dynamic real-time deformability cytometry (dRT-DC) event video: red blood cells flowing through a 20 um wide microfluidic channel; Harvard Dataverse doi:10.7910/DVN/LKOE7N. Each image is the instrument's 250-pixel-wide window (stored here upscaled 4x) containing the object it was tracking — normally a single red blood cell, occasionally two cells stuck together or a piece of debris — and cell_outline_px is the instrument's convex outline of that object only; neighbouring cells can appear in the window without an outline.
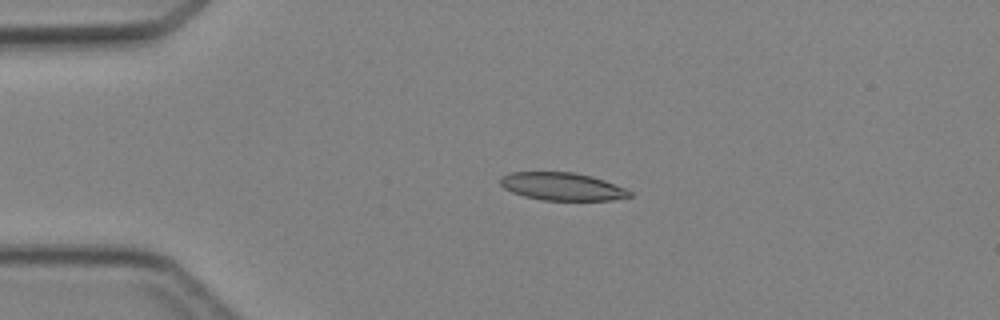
{"species": "Egyptian fruit bat (a non-hibernating species)", "species_latin": "Rousettus aegyptiacus", "temperature_condition": "cold", "stored_images_in_passage": 3, "camera_frame_rate_fps": 3000, "um_per_image_px": 0.085, "animal": {"sex": "female"}, "frame": {"image": 1, "passage_image": 2, "time_ms": 1.333, "image_size_px": [1000, 320], "cell_outline_px": [[632, 196], [612, 200], [544, 200], [524, 196], [512, 192], [504, 188], [500, 184], [500, 176], [512, 172], [572, 172], [592, 176], [604, 180], [624, 188], [632, 192]], "centroid_in_image_um": [47.77, 15.85], "position_along_channel_um": 37.2, "area_um2": 20.87}}